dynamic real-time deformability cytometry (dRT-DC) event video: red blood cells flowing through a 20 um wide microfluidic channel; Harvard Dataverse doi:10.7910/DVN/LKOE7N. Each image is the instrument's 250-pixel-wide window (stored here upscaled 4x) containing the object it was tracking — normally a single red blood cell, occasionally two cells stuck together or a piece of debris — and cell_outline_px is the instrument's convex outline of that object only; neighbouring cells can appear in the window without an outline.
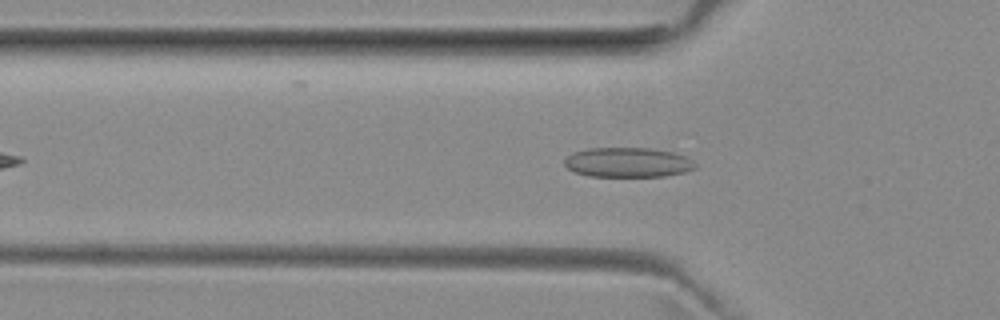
{"species": "common noctule bat (a hibernating species)", "species_latin": "Nyctalus noctula", "temperature_condition": "room temperature", "stored_images_in_passage": 45, "camera_frame_rate_fps": 3000, "um_per_image_px": 0.085, "animal": {"sex": "female", "body_mass_g": 29.2, "forearm_length_mm": 56.3}, "frame": {"image": 1, "passage_image": 10, "time_ms": 3.0, "image_size_px": [1000, 320], "cell_outline_px": [[696, 168], [684, 172], [664, 176], [588, 176], [576, 172], [568, 168], [564, 164], [564, 160], [572, 152], [588, 148], [648, 148], [676, 152], [692, 160], [696, 164]], "centroid_in_image_um": [53.37, 13.79], "position_along_channel_um": 72.4, "area_um2": 22.66}}
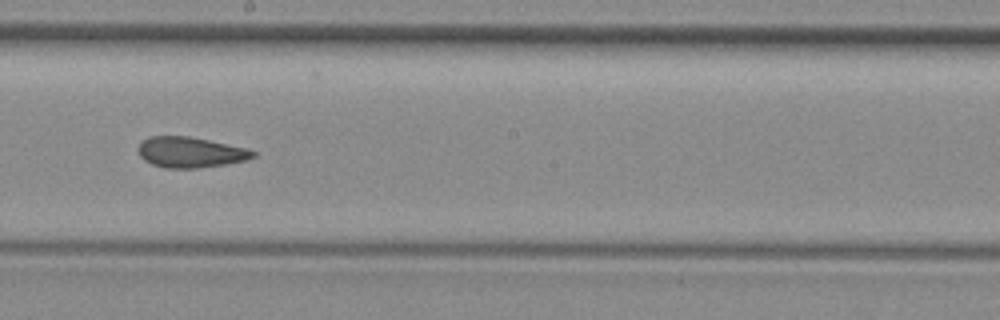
{"frame": {"image": 2, "passage_image": 22, "time_ms": 7.0, "image_size_px": [1000, 320], "cell_outline_px": [[256, 156], [248, 160], [228, 164], [196, 168], [164, 168], [152, 164], [144, 160], [140, 156], [140, 144], [148, 136], [188, 136], [248, 148], [256, 152]], "centroid_in_image_um": [16.23, 12.95], "position_along_channel_um": 232.0, "area_um2": 20.46}}
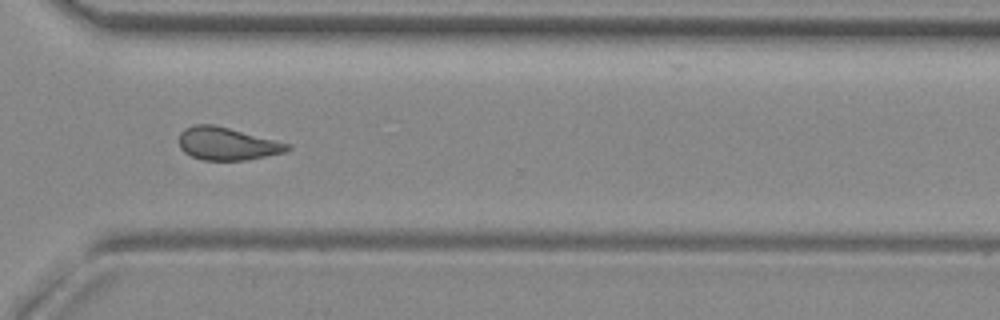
{"frame": {"image": 3, "passage_image": 31, "time_ms": 10.0, "image_size_px": [1000, 320], "cell_outline_px": [[292, 148], [284, 152], [248, 160], [204, 160], [192, 156], [184, 152], [180, 148], [180, 132], [184, 128], [192, 124], [212, 124], [292, 144]], "centroid_in_image_um": [19.31, 12.21], "position_along_channel_um": 351.3, "area_um2": 20.63}, "authors_computed_cell_mechanics": {"area_um2": 20.9236, "velocity_mm_per_s": 3.9812, "shape_relaxation_time_tau1_ms": null, "shape_relaxation_time_tau2_ms": 2.448, "deformation_change_tau1": null, "deformation_change_tau2": 0.0975}}